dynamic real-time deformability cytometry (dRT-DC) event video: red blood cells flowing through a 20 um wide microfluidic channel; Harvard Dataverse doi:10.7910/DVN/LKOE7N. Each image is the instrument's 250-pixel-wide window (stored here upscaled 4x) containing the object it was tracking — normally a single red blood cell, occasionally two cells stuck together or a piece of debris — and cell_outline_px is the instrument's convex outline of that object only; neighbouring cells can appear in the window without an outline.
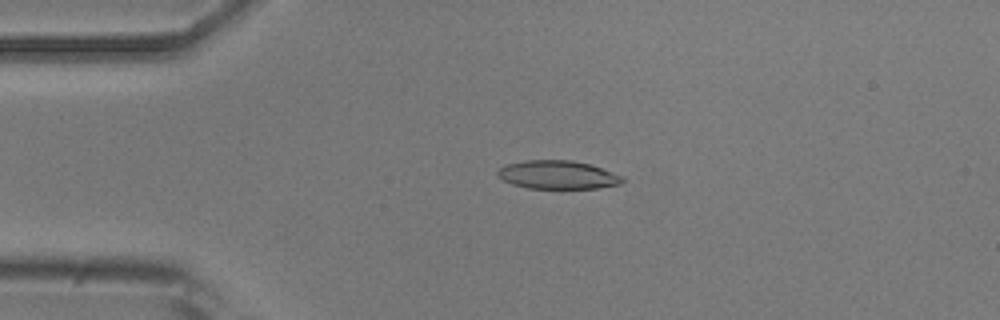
{"species": "common noctule bat (a hibernating species)", "species_latin": "Nyctalus noctula", "temperature_condition": "room temperature", "stored_images_in_passage": 54, "camera_frame_rate_fps": 3000, "um_per_image_px": 0.085, "animal": {"sex": "male", "body_mass_g": 20.5, "forearm_length_mm": 52.5}, "frame": {"image": 1, "passage_image": 12, "time_ms": 3.667, "image_size_px": [1000, 320], "cell_outline_px": [[624, 180], [620, 184], [600, 188], [528, 188], [512, 184], [496, 176], [496, 172], [500, 168], [508, 164], [524, 160], [572, 160], [588, 164], [624, 176]], "centroid_in_image_um": [47.4, 14.86], "position_along_channel_um": 37.6, "area_um2": 20.58}}
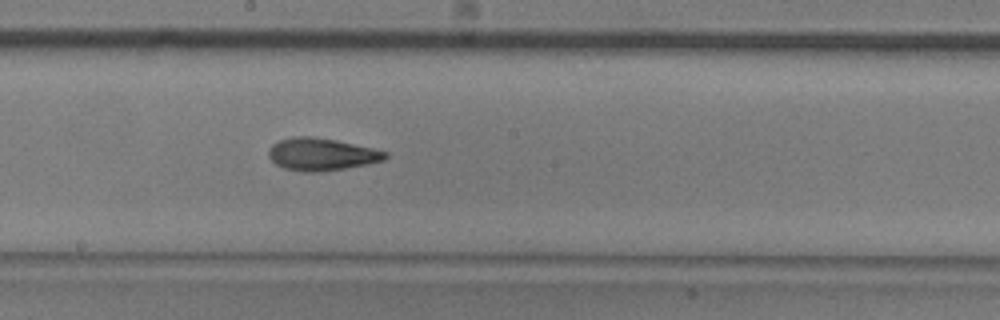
{"frame": {"image": 2, "passage_image": 29, "time_ms": 9.333, "image_size_px": [1000, 320], "cell_outline_px": [[388, 156], [384, 160], [368, 164], [320, 172], [308, 172], [284, 168], [276, 164], [268, 156], [268, 152], [272, 144], [280, 140], [296, 136], [312, 136], [336, 140], [372, 148], [388, 152]], "centroid_in_image_um": [27.33, 13.11], "position_along_channel_um": 220.9, "area_um2": 21.91}}
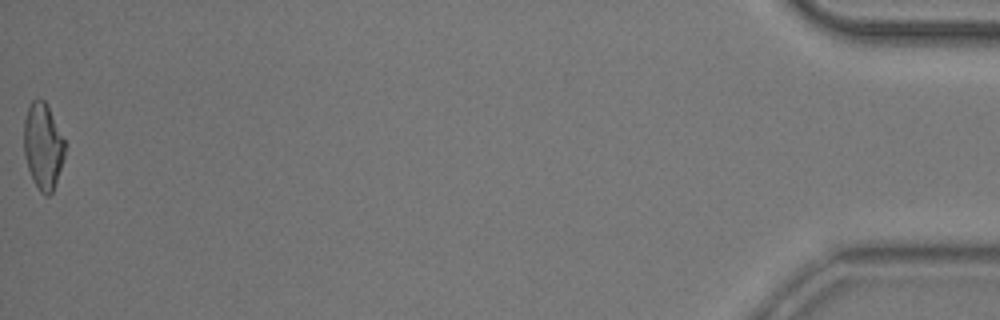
{"frame": {"image": 3, "passage_image": 54, "time_ms": 17.667, "image_size_px": [1000, 320], "cell_outline_px": [[64, 156], [52, 192], [48, 196], [44, 196], [40, 192], [28, 168], [24, 156], [24, 120], [28, 108], [32, 100], [36, 96], [44, 100], [64, 140]], "centroid_in_image_um": [3.63, 12.4], "position_along_channel_um": 431.6, "area_um2": 20.11}, "authors_computed_cell_mechanics": {"area_um2": 21.1259, "velocity_mm_per_s": 3.7326, "shape_relaxation_time_tau1_ms": 5.7879, "shape_relaxation_time_tau2_ms": 2.5142, "deformation_change_tau1": 0.1602, "deformation_change_tau2": 0.1049}}